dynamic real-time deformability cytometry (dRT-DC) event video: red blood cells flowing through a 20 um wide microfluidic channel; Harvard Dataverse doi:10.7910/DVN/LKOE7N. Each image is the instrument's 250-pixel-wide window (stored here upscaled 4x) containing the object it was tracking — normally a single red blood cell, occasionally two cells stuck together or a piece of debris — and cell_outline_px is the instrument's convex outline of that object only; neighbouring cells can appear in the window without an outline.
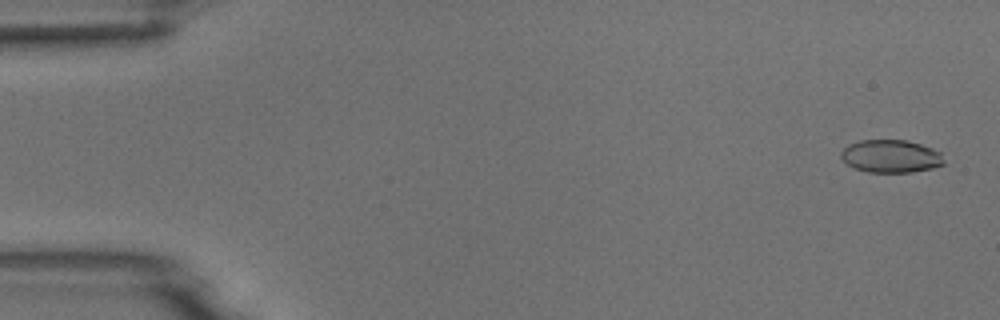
{"species": "common noctule bat (a hibernating species)", "species_latin": "Nyctalus noctula", "temperature_condition": "room temperature", "stored_images_in_passage": 4, "camera_frame_rate_fps": 3000, "um_per_image_px": 0.085, "animal": {"sex": "male", "body_mass_g": 18.8}, "frame": {"image": 1, "passage_image": 1, "time_ms": 0.0, "image_size_px": [1000, 320], "cell_outline_px": [[944, 164], [932, 168], [912, 172], [868, 172], [856, 168], [848, 164], [840, 156], [840, 152], [848, 144], [860, 140], [904, 140], [920, 144], [932, 148], [940, 152], [944, 160]], "centroid_in_image_um": [75.72, 13.27], "position_along_channel_um": 9.3, "area_um2": 19.59}}
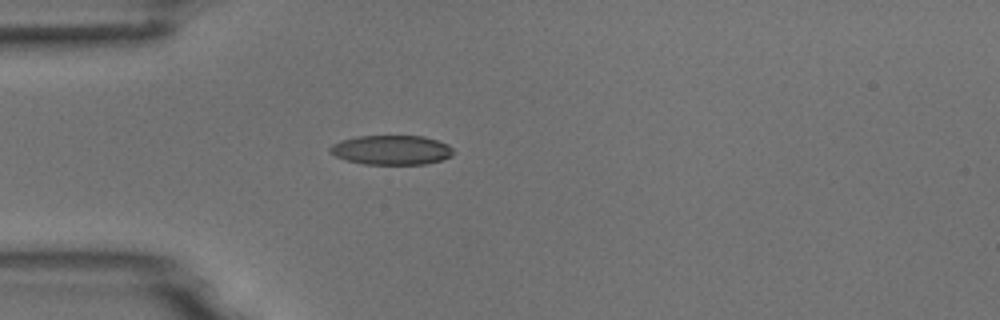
{"frame": {"image": 2, "passage_image": 4, "time_ms": 4.333, "image_size_px": [1000, 320], "cell_outline_px": [[452, 156], [444, 160], [424, 164], [364, 164], [348, 160], [336, 156], [328, 152], [328, 148], [332, 144], [340, 140], [360, 136], [424, 136], [448, 144], [452, 148]], "centroid_in_image_um": [33.27, 12.75], "position_along_channel_um": 51.7, "area_um2": 21.21}}